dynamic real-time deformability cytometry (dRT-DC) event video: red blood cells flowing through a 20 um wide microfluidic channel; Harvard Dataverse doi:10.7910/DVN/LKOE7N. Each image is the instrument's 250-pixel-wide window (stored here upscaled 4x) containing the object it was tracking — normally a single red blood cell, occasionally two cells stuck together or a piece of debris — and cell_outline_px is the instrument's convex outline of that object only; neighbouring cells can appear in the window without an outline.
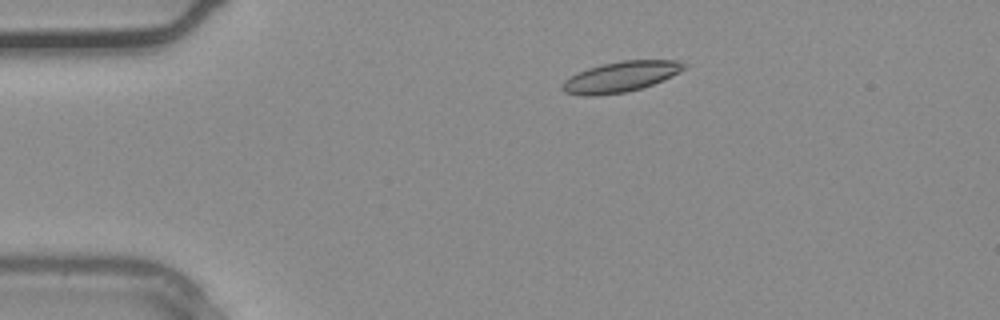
{"species": "common noctule bat (a hibernating species)", "species_latin": "Nyctalus noctula", "temperature_condition": "warm", "stored_images_in_passage": 30, "camera_frame_rate_fps": 3000, "um_per_image_px": 0.085, "animal": {"sex": "male", "body_mass_g": 20.4}, "frame": {"image": 1, "passage_image": 1, "time_ms": 0.0, "image_size_px": [1000, 320], "cell_outline_px": [[688, 68], [672, 76], [652, 84], [628, 92], [596, 96], [580, 96], [564, 92], [560, 88], [564, 80], [588, 68], [620, 60], [680, 60]], "centroid_in_image_um": [52.76, 6.53], "position_along_channel_um": 32.2, "area_um2": 21.68}}
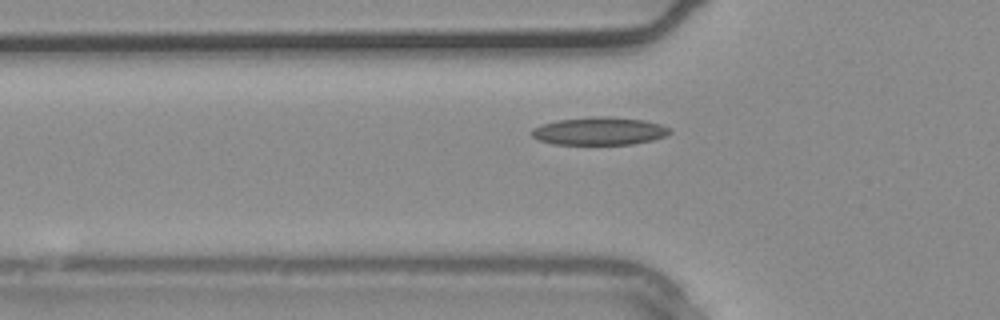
{"frame": {"image": 2, "passage_image": 6, "time_ms": 1.667, "image_size_px": [1000, 320], "cell_outline_px": [[672, 132], [664, 136], [652, 140], [632, 144], [552, 144], [540, 140], [532, 136], [532, 128], [540, 124], [556, 120], [596, 116], [608, 116], [644, 120], [660, 124], [668, 128]], "centroid_in_image_um": [50.92, 11.13], "position_along_channel_um": 74.9, "area_um2": 22.37}}
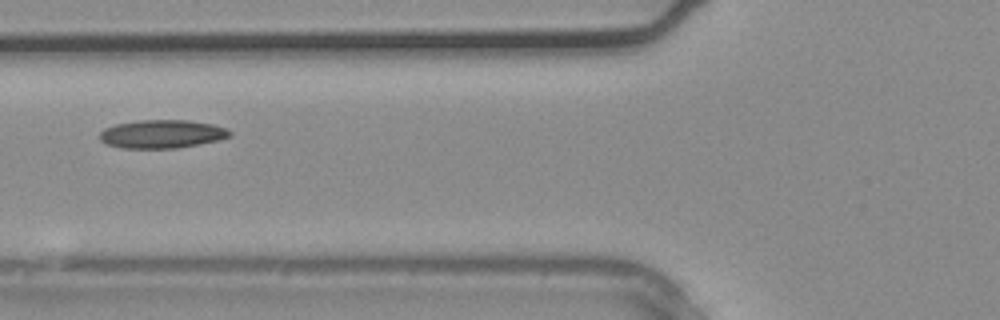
{"frame": {"image": 3, "passage_image": 8, "time_ms": 2.333, "image_size_px": [1000, 320], "cell_outline_px": [[232, 136], [220, 140], [200, 144], [176, 148], [124, 148], [108, 144], [100, 140], [100, 132], [104, 128], [116, 124], [140, 120], [188, 120], [212, 124], [228, 128], [232, 132]], "centroid_in_image_um": [13.82, 11.39], "position_along_channel_um": 112.0, "area_um2": 21.56}}